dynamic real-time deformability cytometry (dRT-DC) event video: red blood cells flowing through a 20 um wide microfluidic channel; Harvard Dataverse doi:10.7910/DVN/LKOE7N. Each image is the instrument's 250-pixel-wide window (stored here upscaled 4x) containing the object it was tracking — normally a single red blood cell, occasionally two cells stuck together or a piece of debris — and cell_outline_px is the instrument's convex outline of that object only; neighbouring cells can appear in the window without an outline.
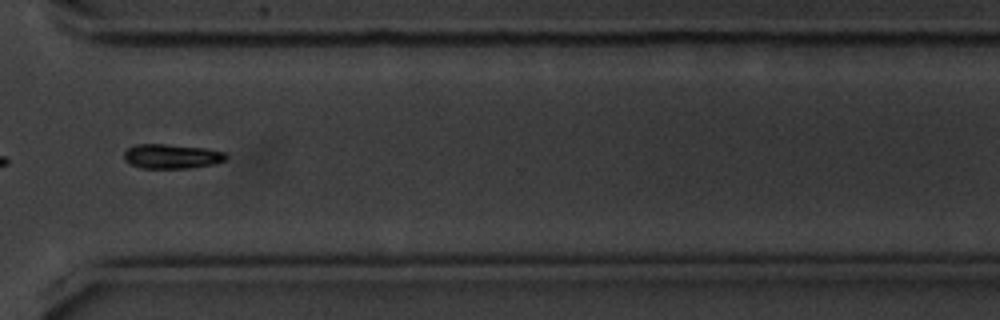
{"species": "common noctule bat (a hibernating species)", "species_latin": "Nyctalus noctula", "temperature_condition": "cold", "stored_images_in_passage": 55, "segment_of_instrument_passage": [2, 2], "camera_frame_rate_fps": 3000, "um_per_image_px": 0.085, "animal": {"sex": "male", "body_mass_g": 20.1, "forearm_length_mm": 53.5}, "frame": {"image": 1, "passage_image": 41, "time_ms": 13.333, "image_size_px": [1000, 320], "cell_outline_px": [[228, 156], [224, 160], [212, 164], [188, 168], [140, 168], [124, 160], [124, 152], [128, 148], [136, 144], [164, 144], [204, 148], [224, 152]], "centroid_in_image_um": [14.56, 13.28], "position_along_channel_um": 356.0, "area_um2": 14.39}}